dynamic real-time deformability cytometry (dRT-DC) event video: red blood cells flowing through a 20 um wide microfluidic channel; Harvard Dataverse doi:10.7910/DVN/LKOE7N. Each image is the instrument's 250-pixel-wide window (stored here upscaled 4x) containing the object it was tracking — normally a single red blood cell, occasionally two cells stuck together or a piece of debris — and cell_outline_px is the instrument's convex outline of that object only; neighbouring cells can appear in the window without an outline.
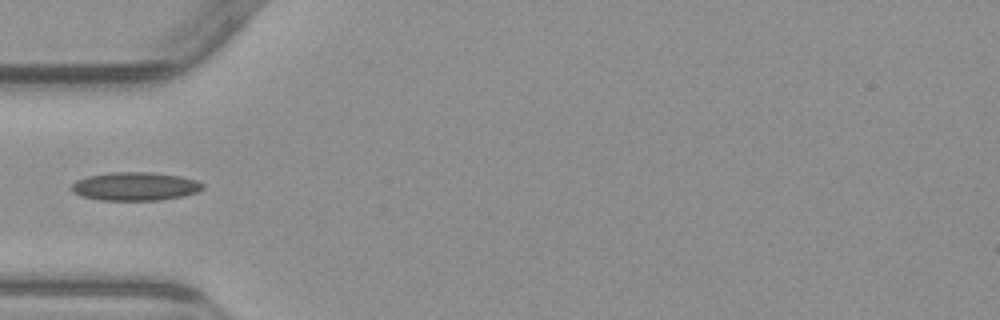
{"species": "common noctule bat (a hibernating species)", "species_latin": "Nyctalus noctula", "temperature_condition": "warm", "stored_images_in_passage": 5, "camera_frame_rate_fps": 3000, "um_per_image_px": 0.085, "animal": {"sex": "male", "body_mass_g": 23.1, "forearm_length_mm": 52.7}, "frame": {"image": 1, "passage_image": 4, "time_ms": 3.667, "image_size_px": [1000, 320], "cell_outline_px": [[204, 188], [196, 192], [184, 196], [160, 200], [100, 200], [80, 196], [72, 192], [72, 184], [76, 180], [88, 176], [108, 172], [152, 172], [180, 176], [196, 180], [204, 184]], "centroid_in_image_um": [11.48, 15.84], "position_along_channel_um": 73.5, "area_um2": 21.85}}
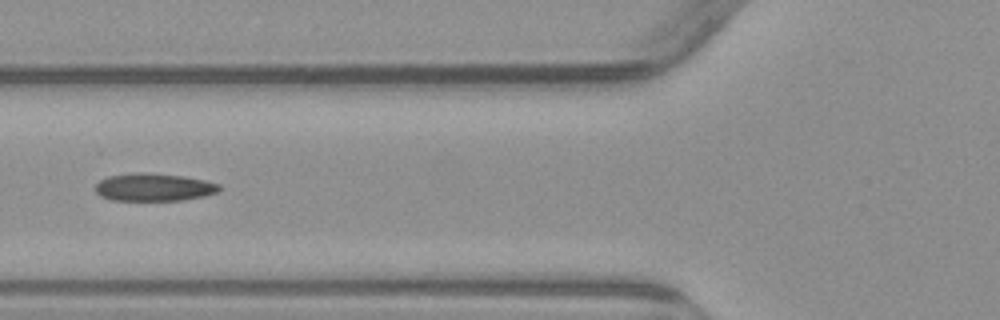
{"frame": {"image": 2, "passage_image": 5, "time_ms": 4.667, "image_size_px": [1000, 320], "cell_outline_px": [[220, 188], [216, 192], [204, 196], [180, 200], [112, 200], [100, 196], [96, 192], [96, 184], [100, 180], [108, 176], [184, 176], [204, 180], [220, 184]], "centroid_in_image_um": [13.11, 15.97], "position_along_channel_um": 112.7, "area_um2": 18.73}}